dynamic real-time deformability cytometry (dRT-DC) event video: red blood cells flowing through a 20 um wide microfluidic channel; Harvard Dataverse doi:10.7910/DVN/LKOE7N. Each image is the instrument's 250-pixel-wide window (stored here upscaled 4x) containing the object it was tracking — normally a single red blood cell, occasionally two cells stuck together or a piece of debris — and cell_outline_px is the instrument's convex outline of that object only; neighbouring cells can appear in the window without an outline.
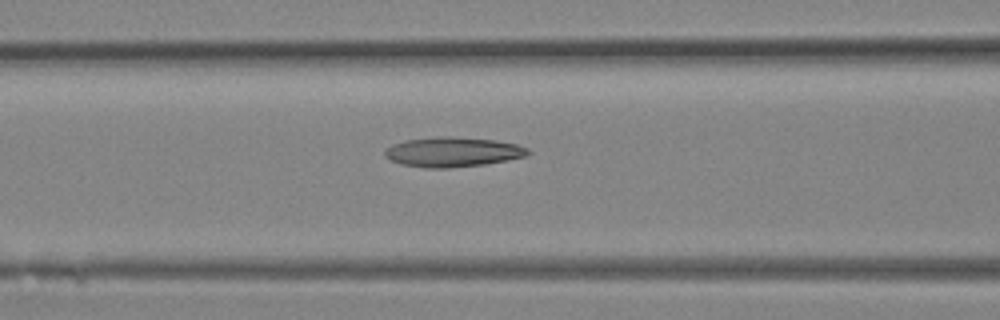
{"species": "Egyptian fruit bat (a non-hibernating species)", "species_latin": "Rousettus aegyptiacus", "temperature_condition": "room temperature", "stored_images_in_passage": 16, "camera_frame_rate_fps": 3000, "um_per_image_px": 0.085, "animal": {"sex": "female"}, "frame": {"image": 1, "passage_image": 12, "time_ms": 3.667, "image_size_px": [1000, 320], "cell_outline_px": [[532, 152], [528, 156], [508, 160], [484, 164], [448, 168], [424, 168], [400, 164], [388, 160], [384, 156], [384, 152], [392, 144], [404, 140], [444, 136], [448, 136], [496, 140], [516, 144], [528, 148]], "centroid_in_image_um": [38.48, 12.92], "position_along_channel_um": 128.1, "area_um2": 25.03}}
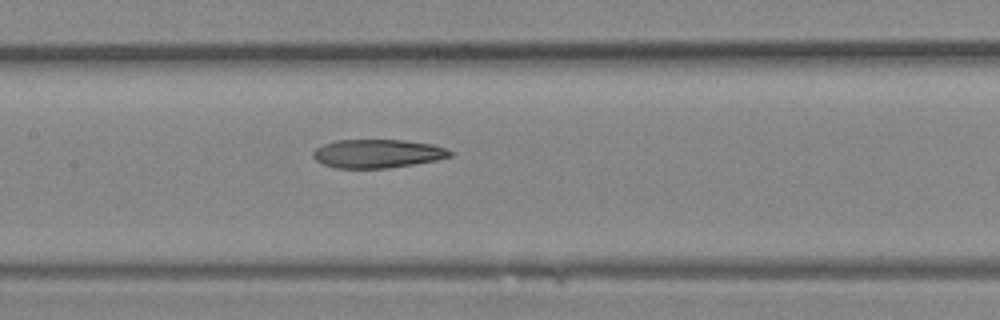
{"frame": {"image": 2, "passage_image": 14, "time_ms": 4.333, "image_size_px": [1000, 320], "cell_outline_px": [[452, 156], [436, 160], [388, 168], [336, 168], [324, 164], [316, 160], [312, 156], [312, 152], [316, 148], [324, 144], [336, 140], [404, 140], [432, 144], [448, 148], [452, 152]], "centroid_in_image_um": [32.09, 13.05], "position_along_channel_um": 175.3, "area_um2": 22.77}}
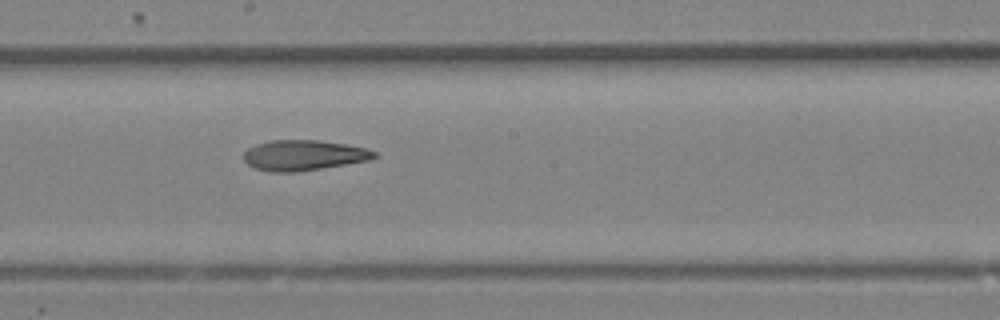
{"frame": {"image": 3, "passage_image": 16, "time_ms": 5.0, "image_size_px": [1000, 320], "cell_outline_px": [[376, 156], [368, 160], [296, 172], [268, 172], [256, 168], [248, 164], [244, 160], [244, 152], [248, 148], [256, 144], [268, 140], [320, 140], [344, 144], [364, 148], [376, 152]], "centroid_in_image_um": [25.75, 13.19], "position_along_channel_um": 222.5, "area_um2": 22.89}}